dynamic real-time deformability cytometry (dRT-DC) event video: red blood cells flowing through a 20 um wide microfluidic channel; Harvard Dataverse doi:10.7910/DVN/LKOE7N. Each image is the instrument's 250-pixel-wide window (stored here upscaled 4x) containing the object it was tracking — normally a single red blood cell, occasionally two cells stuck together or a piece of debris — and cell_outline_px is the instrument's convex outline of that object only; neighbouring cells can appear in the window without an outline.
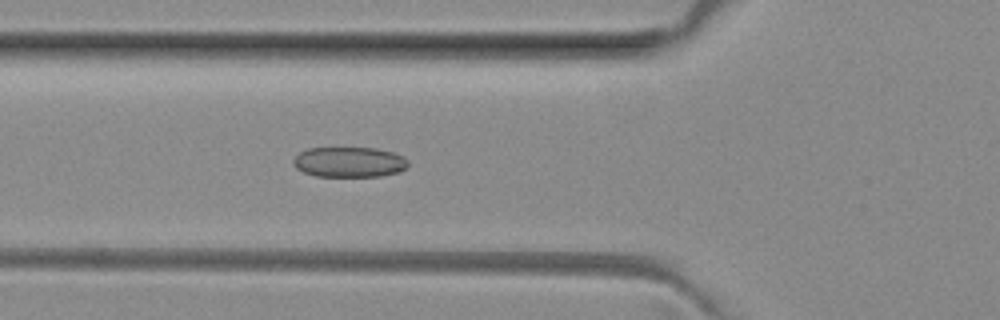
{"species": "common noctule bat (a hibernating species)", "species_latin": "Nyctalus noctula", "temperature_condition": "room temperature", "stored_images_in_passage": 23, "camera_frame_rate_fps": 3000, "um_per_image_px": 0.085, "animal": {"sex": "female", "body_mass_g": 29.2, "forearm_length_mm": 56.3}, "frame": {"image": 1, "passage_image": 8, "time_ms": 2.333, "image_size_px": [1000, 320], "cell_outline_px": [[408, 164], [400, 172], [380, 176], [316, 176], [304, 172], [296, 168], [292, 164], [292, 160], [300, 152], [308, 148], [376, 148], [392, 152], [404, 156], [408, 160]], "centroid_in_image_um": [29.68, 13.77], "position_along_channel_um": 96.1, "area_um2": 20.29}}
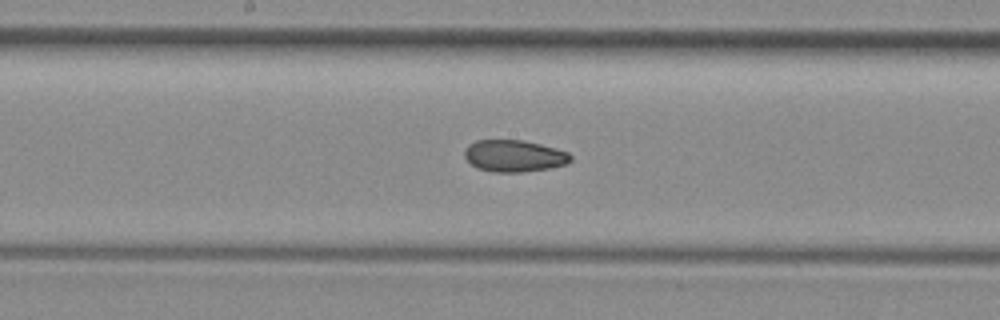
{"frame": {"image": 2, "passage_image": 16, "time_ms": 5.0, "image_size_px": [1000, 320], "cell_outline_px": [[572, 160], [568, 164], [548, 168], [520, 172], [492, 172], [476, 168], [464, 156], [464, 148], [468, 144], [476, 140], [524, 140], [556, 148], [568, 152], [572, 156]], "centroid_in_image_um": [43.69, 13.25], "position_along_channel_um": 204.5, "area_um2": 19.83}}
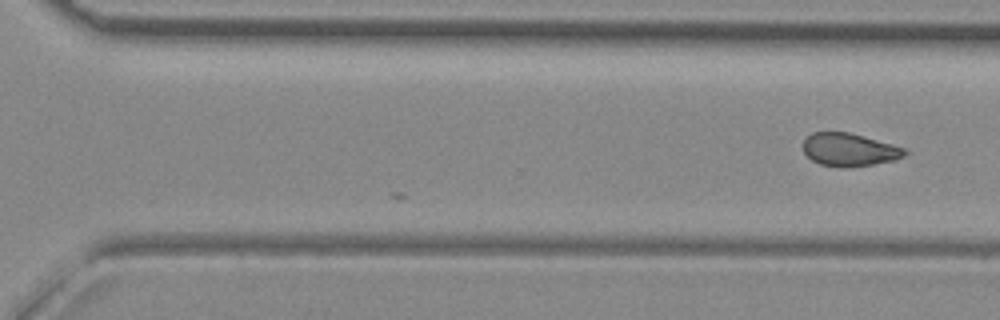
{"frame": {"image": 3, "passage_image": 23, "time_ms": 7.333, "image_size_px": [1000, 320], "cell_outline_px": [[912, 152], [896, 160], [872, 164], [844, 168], [840, 168], [820, 164], [812, 160], [804, 152], [804, 140], [812, 132], [848, 132], [864, 136], [908, 148]], "centroid_in_image_um": [72.26, 12.73], "position_along_channel_um": 298.3, "area_um2": 19.77}}